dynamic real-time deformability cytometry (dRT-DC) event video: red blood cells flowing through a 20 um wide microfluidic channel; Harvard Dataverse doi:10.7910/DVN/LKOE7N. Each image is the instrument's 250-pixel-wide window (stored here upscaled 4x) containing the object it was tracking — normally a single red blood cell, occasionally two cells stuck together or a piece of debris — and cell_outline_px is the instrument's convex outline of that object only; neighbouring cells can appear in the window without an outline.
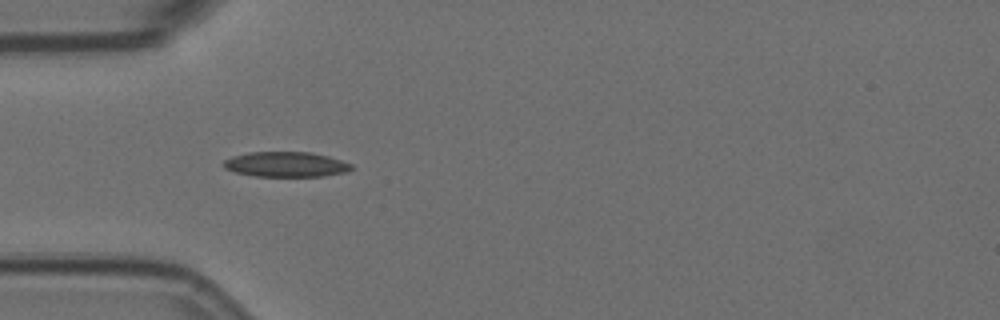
{"species": "Egyptian fruit bat (a non-hibernating species)", "species_latin": "Rousettus aegyptiacus", "temperature_condition": "room temperature", "stored_images_in_passage": 10, "segment_of_instrument_passage": [2, 2], "camera_frame_rate_fps": 3000, "um_per_image_px": 0.085, "animal": {"sex": "female"}, "frame": {"image": 1, "passage_image": 5, "time_ms": 1.333, "image_size_px": [1000, 320], "cell_outline_px": [[352, 168], [348, 172], [324, 176], [256, 176], [236, 172], [224, 168], [220, 164], [224, 160], [232, 156], [248, 152], [312, 152], [328, 156], [352, 164]], "centroid_in_image_um": [24.29, 13.97], "position_along_channel_um": 60.7, "area_um2": 18.79}}
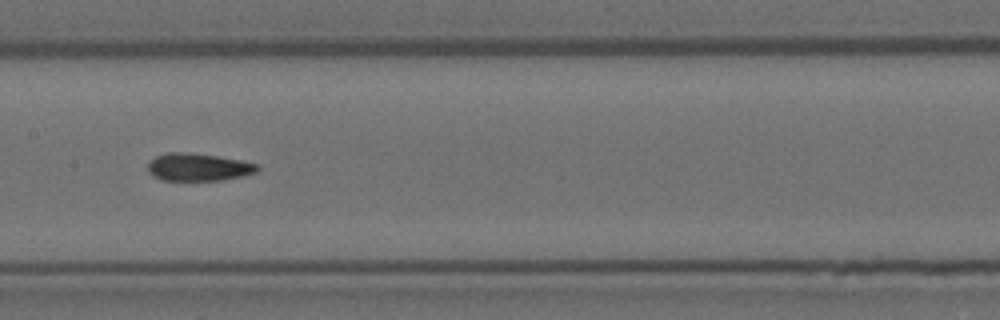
{"frame": {"image": 2, "passage_image": 8, "time_ms": 2.333, "image_size_px": [1000, 320], "cell_outline_px": [[260, 168], [256, 172], [244, 176], [220, 180], [160, 180], [152, 176], [148, 172], [148, 164], [156, 156], [168, 152], [188, 152], [216, 156], [240, 160], [260, 164]], "centroid_in_image_um": [16.87, 14.21], "position_along_channel_um": 190.5, "area_um2": 17.69}}
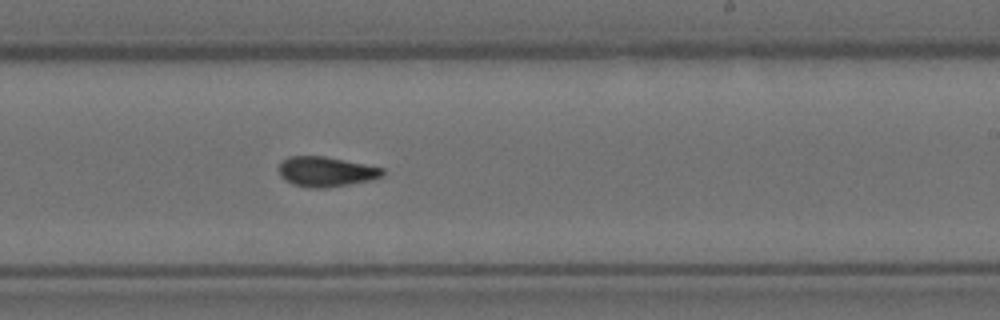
{"frame": {"image": 3, "passage_image": 10, "time_ms": 3.0, "image_size_px": [1000, 320], "cell_outline_px": [[384, 176], [372, 180], [324, 188], [308, 188], [292, 184], [284, 180], [280, 176], [280, 164], [288, 156], [324, 156], [384, 168]], "centroid_in_image_um": [27.72, 14.6], "position_along_channel_um": 261.3, "area_um2": 18.09}}